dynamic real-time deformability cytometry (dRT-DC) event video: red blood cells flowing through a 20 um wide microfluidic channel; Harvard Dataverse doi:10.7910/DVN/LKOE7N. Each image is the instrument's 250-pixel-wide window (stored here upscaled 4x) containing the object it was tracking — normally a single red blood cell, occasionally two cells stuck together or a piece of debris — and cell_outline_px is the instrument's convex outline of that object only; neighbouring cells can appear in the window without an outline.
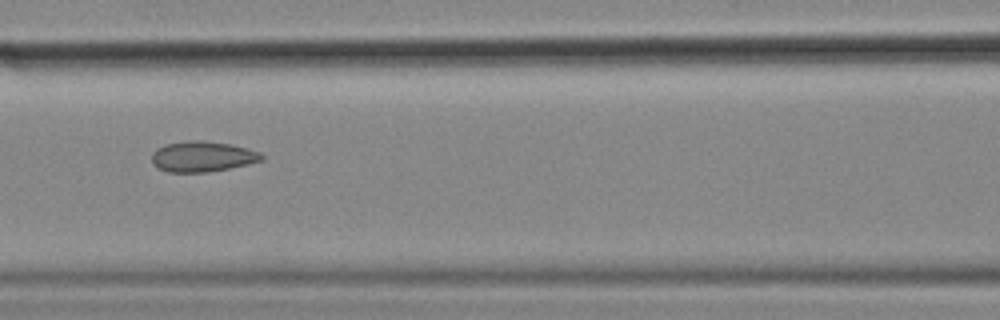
{"species": "common noctule bat (a hibernating species)", "species_latin": "Nyctalus noctula", "temperature_condition": "cold", "stored_images_in_passage": 26, "camera_frame_rate_fps": 3000, "um_per_image_px": 0.085, "animal": {"sex": "female", "body_mass_g": 18.4}, "frame": {"image": 1, "passage_image": 19, "time_ms": 6.0, "image_size_px": [1000, 320], "cell_outline_px": [[264, 160], [248, 164], [208, 172], [168, 172], [152, 164], [152, 152], [156, 148], [164, 144], [188, 140], [204, 140], [232, 144], [248, 148], [260, 152], [264, 156]], "centroid_in_image_um": [17.21, 13.29], "position_along_channel_um": 149.4, "area_um2": 19.77}}
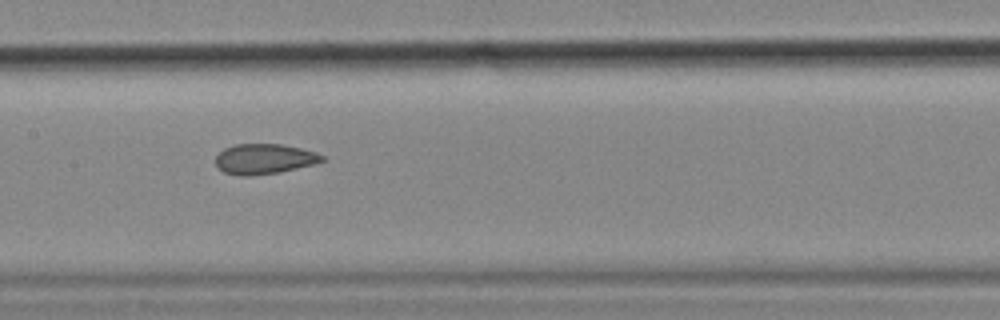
{"frame": {"image": 2, "passage_image": 22, "time_ms": 7.0, "image_size_px": [1000, 320], "cell_outline_px": [[324, 160], [316, 164], [280, 172], [248, 176], [240, 176], [224, 172], [216, 164], [216, 156], [224, 148], [236, 144], [280, 144], [300, 148], [316, 152], [324, 156]], "centroid_in_image_um": [22.48, 13.51], "position_along_channel_um": 184.9, "area_um2": 18.73}}